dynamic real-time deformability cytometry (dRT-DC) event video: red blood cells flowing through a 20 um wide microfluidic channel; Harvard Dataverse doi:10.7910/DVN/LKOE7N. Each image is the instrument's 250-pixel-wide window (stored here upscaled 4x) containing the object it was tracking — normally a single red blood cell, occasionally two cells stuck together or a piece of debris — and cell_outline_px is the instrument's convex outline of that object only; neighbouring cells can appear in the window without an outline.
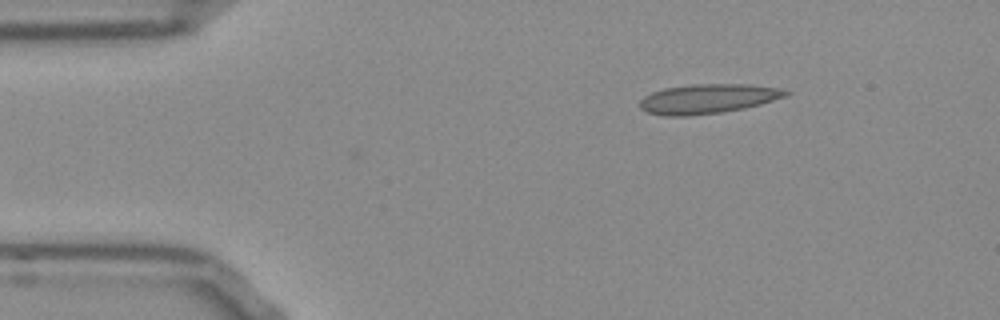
{"species": "Egyptian fruit bat (a non-hibernating species)", "species_latin": "Rousettus aegyptiacus", "temperature_condition": "room temperature", "stored_images_in_passage": 9, "camera_frame_rate_fps": 3000, "um_per_image_px": 0.085, "frame": {"image": 1, "passage_image": 9, "time_ms": 2.667, "image_size_px": [1000, 320], "cell_outline_px": [[792, 92], [788, 96], [760, 104], [744, 108], [720, 112], [688, 116], [664, 116], [648, 112], [640, 108], [640, 100], [644, 96], [652, 92], [664, 88], [692, 84], [752, 84], [780, 88]], "centroid_in_image_um": [60.19, 8.39], "position_along_channel_um": 24.8, "area_um2": 25.2}}